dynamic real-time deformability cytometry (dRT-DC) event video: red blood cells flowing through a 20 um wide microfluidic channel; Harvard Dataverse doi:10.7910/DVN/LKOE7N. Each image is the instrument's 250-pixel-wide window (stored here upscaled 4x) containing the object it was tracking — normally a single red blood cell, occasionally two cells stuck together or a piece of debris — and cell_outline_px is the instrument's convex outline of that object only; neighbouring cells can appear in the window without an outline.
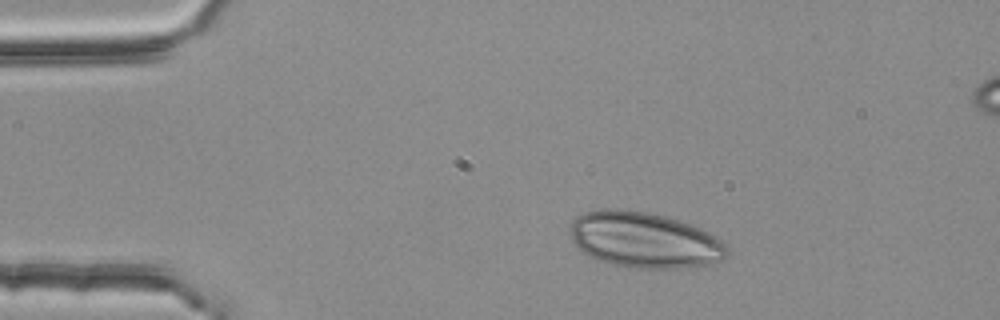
{"species": "common noctule bat (a hibernating species)", "species_latin": "Nyctalus noctula", "temperature_condition": "room temperature", "stored_images_in_passage": 3, "camera_frame_rate_fps": 3000, "um_per_image_px": 0.085, "animal": {"sex": "female", "body_mass_g": 25.1}, "frame": {"image": 1, "passage_image": 1, "time_ms": 0.0, "image_size_px": [1000, 320], "cell_outline_px": [[728, 256], [724, 260], [708, 264], [684, 268], [640, 268], [612, 264], [596, 260], [584, 252], [572, 240], [572, 220], [576, 216], [584, 212], [604, 208], [620, 208], [648, 212], [680, 220], [712, 232], [728, 248]], "centroid_in_image_um": [54.81, 20.39], "position_along_channel_um": 30.2, "area_um2": 51.21}}